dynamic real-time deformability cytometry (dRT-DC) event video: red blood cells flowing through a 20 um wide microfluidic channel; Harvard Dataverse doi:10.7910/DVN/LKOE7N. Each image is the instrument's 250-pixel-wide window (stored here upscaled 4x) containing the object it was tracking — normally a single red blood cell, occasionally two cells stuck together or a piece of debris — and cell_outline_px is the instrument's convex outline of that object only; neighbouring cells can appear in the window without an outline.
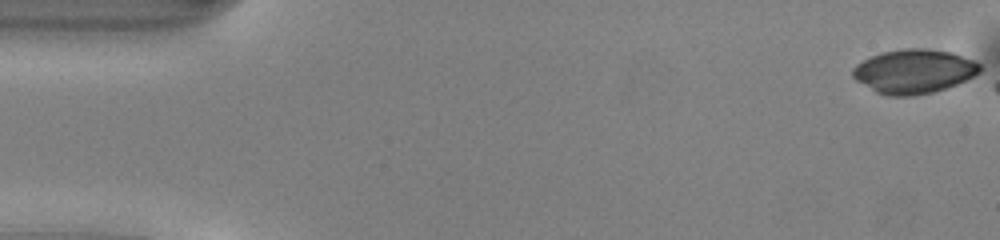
{"species": "common noctule bat (a hibernating species)", "species_latin": "Nyctalus noctula", "temperature_condition": "warm", "stored_images_in_passage": 4, "camera_frame_rate_fps": 3000, "um_per_image_px": 0.085, "animal": {"sex": "male", "body_mass_g": 13.0, "forearm_length_mm": 53.1}, "frame": {"image": 1, "passage_image": 1, "time_ms": 0.0, "image_size_px": [1000, 240], "cell_outline_px": [[976, 72], [960, 80], [936, 88], [916, 92], [892, 92], [884, 56], [896, 52], [936, 52], [952, 56], [976, 64]], "centroid_in_image_um": [78.63, 6.0], "position_along_channel_um": 6.4, "area_um2": 20.23}}